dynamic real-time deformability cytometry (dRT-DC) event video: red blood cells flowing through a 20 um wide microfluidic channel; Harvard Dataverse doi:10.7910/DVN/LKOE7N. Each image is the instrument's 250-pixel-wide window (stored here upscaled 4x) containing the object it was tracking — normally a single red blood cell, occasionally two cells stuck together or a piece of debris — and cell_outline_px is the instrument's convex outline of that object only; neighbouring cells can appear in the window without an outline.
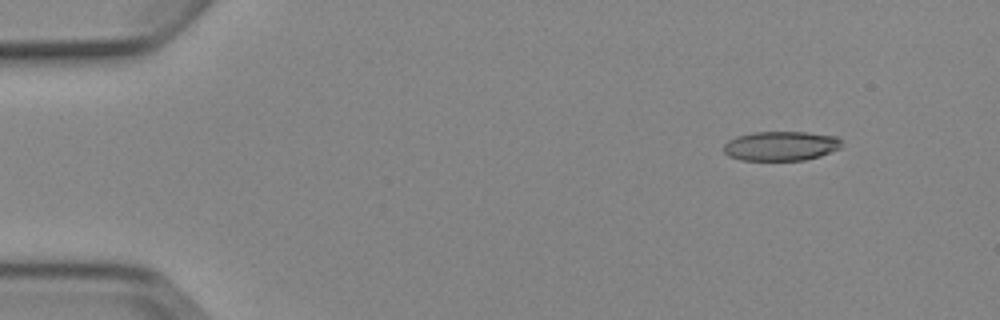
{"species": "Egyptian fruit bat (a non-hibernating species)", "species_latin": "Rousettus aegyptiacus", "temperature_condition": "cold", "stored_images_in_passage": 5, "camera_frame_rate_fps": 3000, "um_per_image_px": 0.085, "animal": {"sex": "female"}, "frame": {"image": 1, "passage_image": 2, "time_ms": 1.0, "image_size_px": [1000, 320], "cell_outline_px": [[840, 148], [820, 156], [804, 160], [740, 160], [728, 156], [724, 152], [724, 144], [728, 140], [736, 136], [752, 132], [804, 132], [836, 136], [840, 140]], "centroid_in_image_um": [66.33, 12.41], "position_along_channel_um": 18.7, "area_um2": 20.23}}
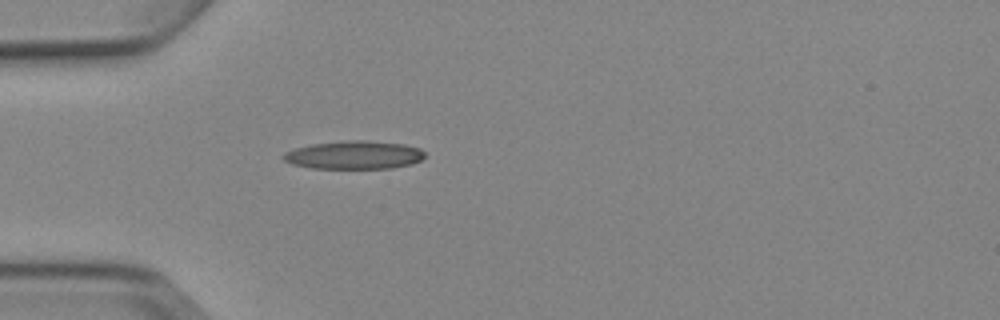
{"frame": {"image": 2, "passage_image": 5, "time_ms": 4.333, "image_size_px": [1000, 320], "cell_outline_px": [[424, 156], [420, 160], [412, 164], [392, 168], [308, 168], [292, 164], [284, 160], [280, 156], [284, 152], [296, 148], [312, 144], [352, 140], [364, 140], [404, 144], [420, 148], [424, 152]], "centroid_in_image_um": [30.08, 13.18], "position_along_channel_um": 54.9, "area_um2": 23.24}}